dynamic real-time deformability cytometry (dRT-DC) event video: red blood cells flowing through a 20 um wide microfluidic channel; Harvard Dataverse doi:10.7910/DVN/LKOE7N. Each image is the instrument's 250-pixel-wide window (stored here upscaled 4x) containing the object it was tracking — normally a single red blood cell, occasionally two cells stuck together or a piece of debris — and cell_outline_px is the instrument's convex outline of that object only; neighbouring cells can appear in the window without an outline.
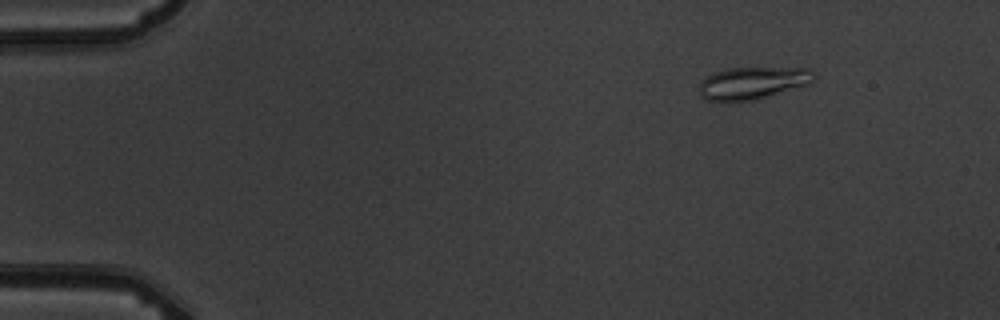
{"species": "common noctule bat (a hibernating species)", "species_latin": "Nyctalus noctula", "temperature_condition": "warm", "stored_images_in_passage": 4, "camera_frame_rate_fps": 3000, "um_per_image_px": 0.085, "animal": {"sex": "male", "body_mass_g": 19.5, "forearm_length_mm": 54.6}, "frame": {"image": 1, "passage_image": 2, "time_ms": 1.333, "image_size_px": [1000, 320], "cell_outline_px": [[816, 80], [812, 84], [756, 100], [704, 100], [700, 96], [700, 80], [704, 76], [728, 68], [808, 68], [816, 76]], "centroid_in_image_um": [64.02, 7.05], "position_along_channel_um": 21.0, "area_um2": 21.79}}
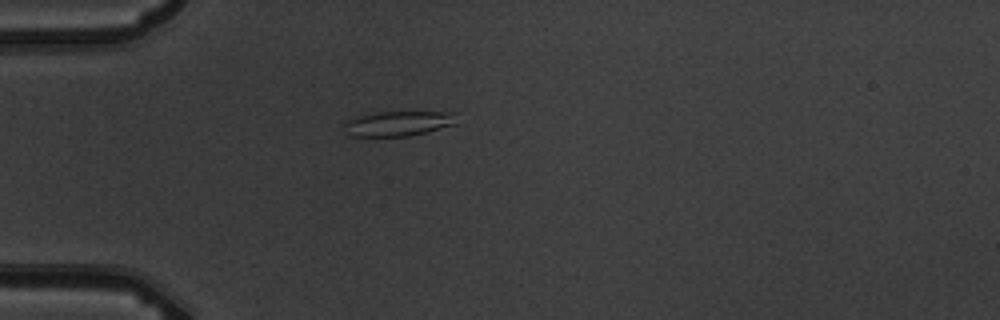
{"frame": {"image": 2, "passage_image": 4, "time_ms": 4.333, "image_size_px": [1000, 320], "cell_outline_px": [[456, 124], [408, 136], [348, 136], [344, 124], [344, 120], [356, 116], [376, 112], [456, 112]], "centroid_in_image_um": [33.81, 10.49], "position_along_channel_um": 51.2, "area_um2": 16.36}}